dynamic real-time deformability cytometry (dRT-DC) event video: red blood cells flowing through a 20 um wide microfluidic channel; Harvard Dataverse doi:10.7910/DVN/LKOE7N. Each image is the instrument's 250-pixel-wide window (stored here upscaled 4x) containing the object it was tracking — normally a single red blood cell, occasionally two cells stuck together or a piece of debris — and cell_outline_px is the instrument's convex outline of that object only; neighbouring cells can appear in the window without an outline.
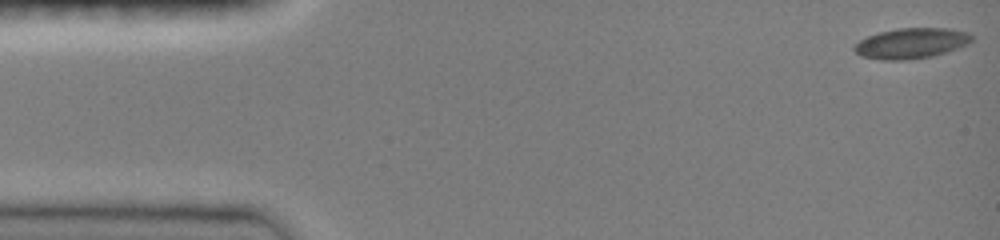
{"species": "common noctule bat (a hibernating species)", "species_latin": "Nyctalus noctula", "temperature_condition": "room temperature", "stored_images_in_passage": 47, "camera_frame_rate_fps": 3000, "um_per_image_px": 0.085, "animal": {"sex": "female", "body_mass_g": 19.0, "forearm_length_mm": 51.5}, "frame": {"image": 1, "passage_image": 1, "time_ms": 0.0, "image_size_px": [1000, 240], "cell_outline_px": [[972, 40], [968, 44], [932, 56], [908, 60], [880, 60], [860, 56], [852, 48], [860, 40], [868, 36], [880, 32], [896, 28], [948, 28], [968, 32], [972, 36]], "centroid_in_image_um": [77.43, 3.68], "position_along_channel_um": 7.6, "area_um2": 20.81}}
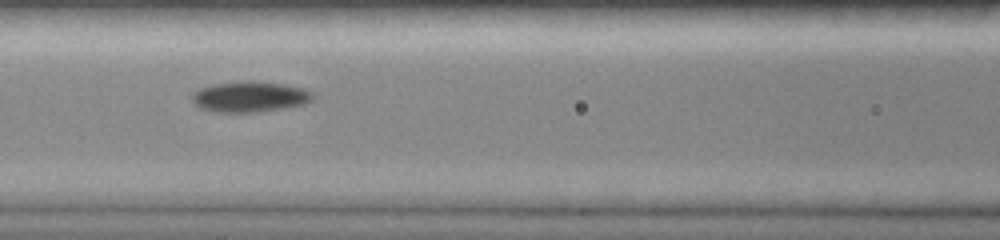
{"frame": {"image": 2, "passage_image": 20, "time_ms": 6.333, "image_size_px": [1000, 240], "cell_outline_px": [[316, 96], [312, 100], [304, 104], [284, 108], [256, 112], [216, 112], [200, 108], [192, 100], [192, 92], [196, 88], [216, 84], [244, 80], [252, 80], [284, 84], [304, 88], [312, 92]], "centroid_in_image_um": [21.24, 8.21], "position_along_channel_um": 145.4, "area_um2": 21.85}}
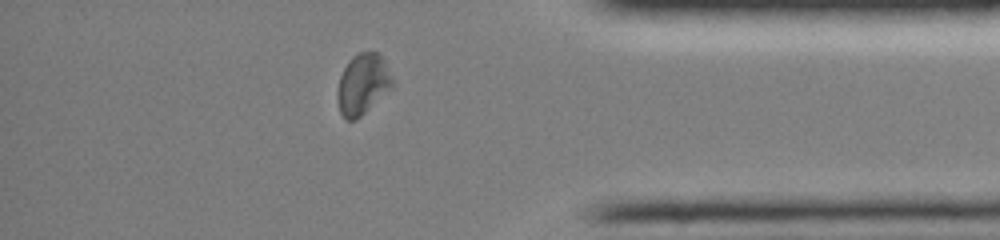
{"frame": {"image": 3, "passage_image": 40, "time_ms": 13.0, "image_size_px": [1000, 240], "cell_outline_px": [[396, 84], [392, 88], [356, 120], [344, 120], [340, 112], [336, 96], [336, 92], [340, 76], [348, 60], [352, 56], [360, 52], [380, 52]], "centroid_in_image_um": [30.83, 7.15], "position_along_channel_um": 404.4, "area_um2": 19.77}, "authors_computed_cell_mechanics": {"area_um2": 20.1144, "velocity_mm_per_s": 4.058, "shape_relaxation_time_tau1_ms": 4.3354, "shape_relaxation_time_tau2_ms": 9.5232, "deformation_change_tau1": 0.1501, "deformation_change_tau2": 0.1344}}